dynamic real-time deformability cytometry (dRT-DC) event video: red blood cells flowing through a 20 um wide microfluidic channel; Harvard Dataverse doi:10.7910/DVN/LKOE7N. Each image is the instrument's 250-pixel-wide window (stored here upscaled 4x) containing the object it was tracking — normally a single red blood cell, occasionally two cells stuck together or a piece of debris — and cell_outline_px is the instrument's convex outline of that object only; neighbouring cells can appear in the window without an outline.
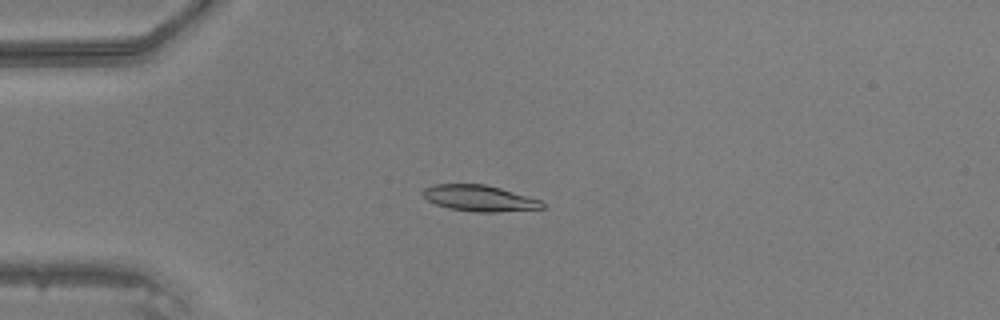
{"species": "common noctule bat (a hibernating species)", "species_latin": "Nyctalus noctula", "temperature_condition": "warm", "stored_images_in_passage": 44, "camera_frame_rate_fps": 3000, "um_per_image_px": 0.085, "animal": {"sex": "male", "body_mass_g": 20.5, "forearm_length_mm": 52.5}, "frame": {"image": 1, "passage_image": 9, "time_ms": 2.667, "image_size_px": [1000, 320], "cell_outline_px": [[544, 208], [496, 212], [472, 212], [448, 208], [436, 204], [428, 200], [420, 192], [424, 188], [432, 184], [484, 184], [500, 188], [540, 200], [544, 204]], "centroid_in_image_um": [40.7, 16.85], "position_along_channel_um": 44.3, "area_um2": 18.09}}
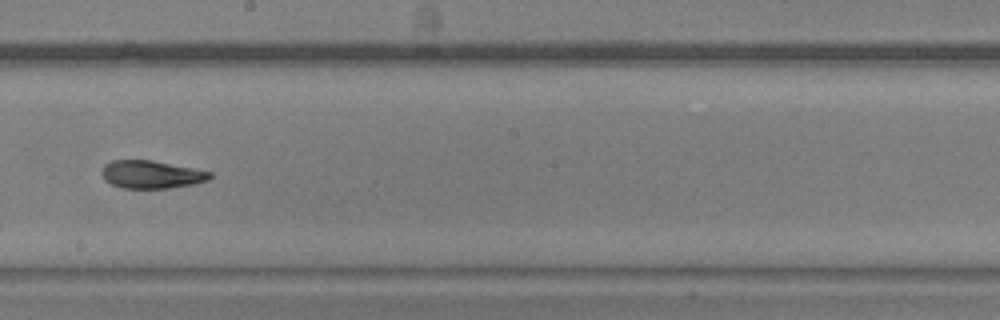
{"frame": {"image": 2, "passage_image": 24, "time_ms": 7.667, "image_size_px": [1000, 320], "cell_outline_px": [[212, 176], [208, 180], [192, 184], [168, 188], [120, 188], [104, 180], [100, 172], [104, 164], [112, 160], [152, 160], [212, 172]], "centroid_in_image_um": [12.82, 14.83], "position_along_channel_um": 235.4, "area_um2": 17.57}}
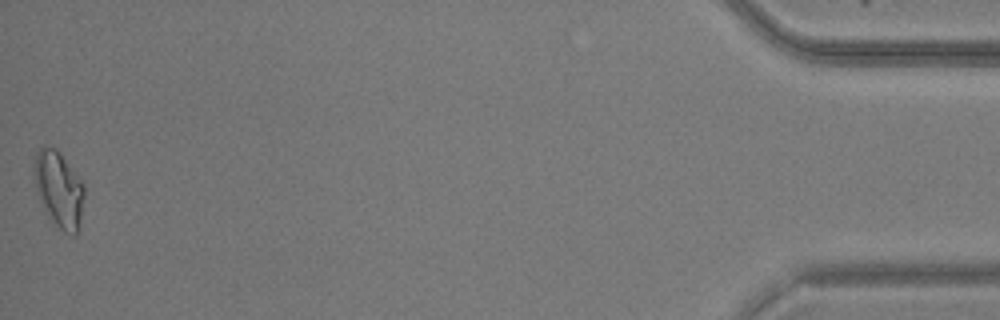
{"frame": {"image": 3, "passage_image": 44, "time_ms": 14.333, "image_size_px": [1000, 320], "cell_outline_px": [[84, 196], [76, 236], [72, 236], [64, 232], [56, 224], [40, 200], [36, 188], [32, 168], [36, 152], [44, 144], [56, 148], [60, 152], [84, 184]], "centroid_in_image_um": [4.99, 16.01], "position_along_channel_um": 430.2, "area_um2": 21.96}}